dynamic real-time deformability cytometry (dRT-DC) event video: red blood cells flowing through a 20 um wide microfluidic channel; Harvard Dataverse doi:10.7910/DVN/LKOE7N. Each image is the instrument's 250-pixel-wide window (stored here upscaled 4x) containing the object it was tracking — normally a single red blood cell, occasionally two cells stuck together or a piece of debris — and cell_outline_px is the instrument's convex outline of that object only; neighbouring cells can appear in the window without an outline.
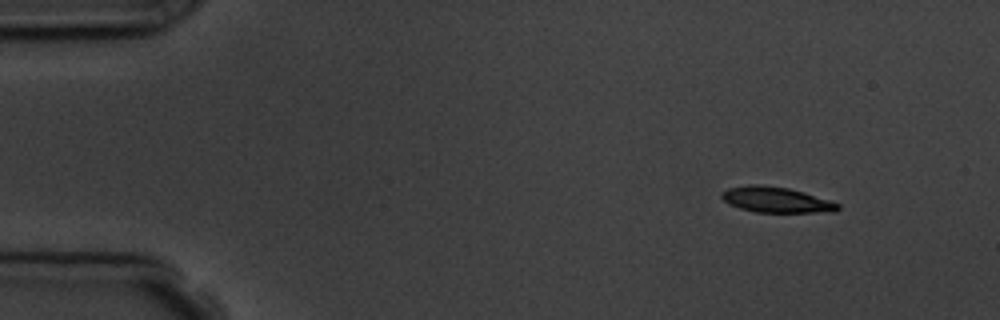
{"species": "common noctule bat (a hibernating species)", "species_latin": "Nyctalus noctula", "temperature_condition": "room temperature", "stored_images_in_passage": 5, "segment_of_instrument_passage": [1, 2], "camera_frame_rate_fps": 3000, "um_per_image_px": 0.085, "animal": {"sex": "male", "body_mass_g": 19.5, "forearm_length_mm": 54.6}, "frame": {"image": 1, "passage_image": 1, "time_ms": 0.0, "image_size_px": [1000, 320], "cell_outline_px": [[840, 208], [836, 212], [756, 212], [740, 208], [728, 204], [720, 196], [720, 192], [728, 188], [748, 184], [756, 184], [788, 188], [804, 192], [832, 200], [840, 204]], "centroid_in_image_um": [65.99, 16.98], "position_along_channel_um": 19.0, "area_um2": 17.51}}
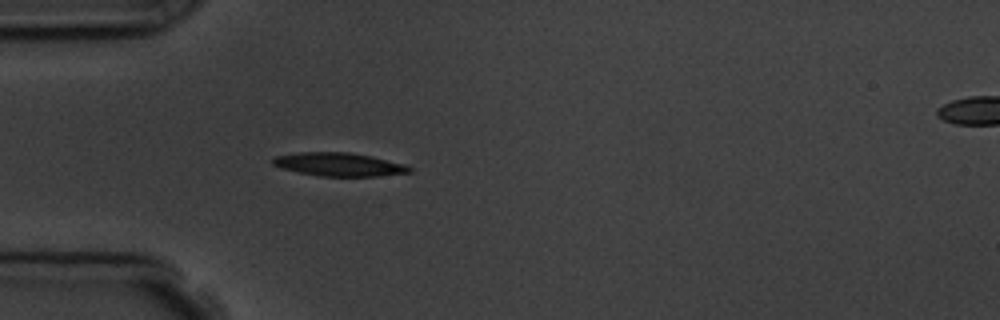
{"frame": {"image": 2, "passage_image": 4, "time_ms": 3.333, "image_size_px": [1000, 320], "cell_outline_px": [[412, 172], [380, 176], [320, 176], [280, 168], [272, 164], [272, 160], [276, 156], [300, 152], [348, 152], [372, 156], [404, 164], [412, 168]], "centroid_in_image_um": [28.83, 13.97], "position_along_channel_um": 56.2, "area_um2": 18.55}}